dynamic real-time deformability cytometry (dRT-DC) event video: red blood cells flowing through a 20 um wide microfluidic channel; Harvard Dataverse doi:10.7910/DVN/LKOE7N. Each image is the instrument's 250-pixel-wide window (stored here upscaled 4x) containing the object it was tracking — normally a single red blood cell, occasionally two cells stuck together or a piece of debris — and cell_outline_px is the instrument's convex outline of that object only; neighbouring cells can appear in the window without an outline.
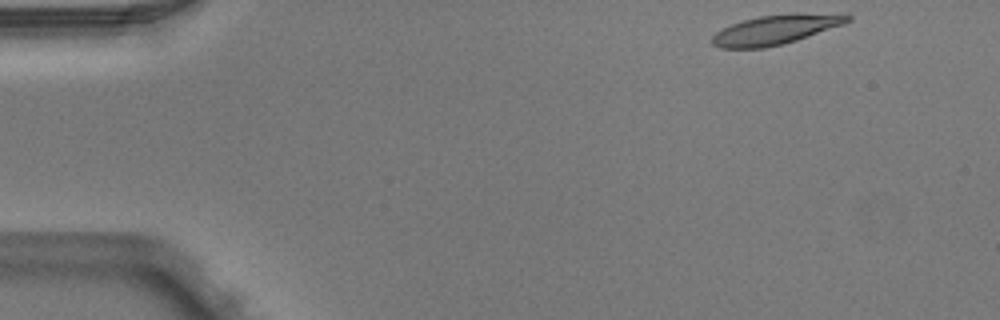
{"species": "Egyptian fruit bat (a non-hibernating species)", "species_latin": "Rousettus aegyptiacus", "temperature_condition": "warm", "stored_images_in_passage": 5, "camera_frame_rate_fps": 3000, "um_per_image_px": 0.085, "animal": {"sex": "male"}, "frame": {"image": 1, "passage_image": 1, "time_ms": 0.0, "image_size_px": [1000, 320], "cell_outline_px": [[852, 20], [844, 24], [784, 44], [764, 48], [720, 48], [712, 44], [712, 36], [716, 32], [732, 24], [744, 20], [760, 16], [852, 16]], "centroid_in_image_um": [65.77, 2.6], "position_along_channel_um": 19.2, "area_um2": 21.73}}
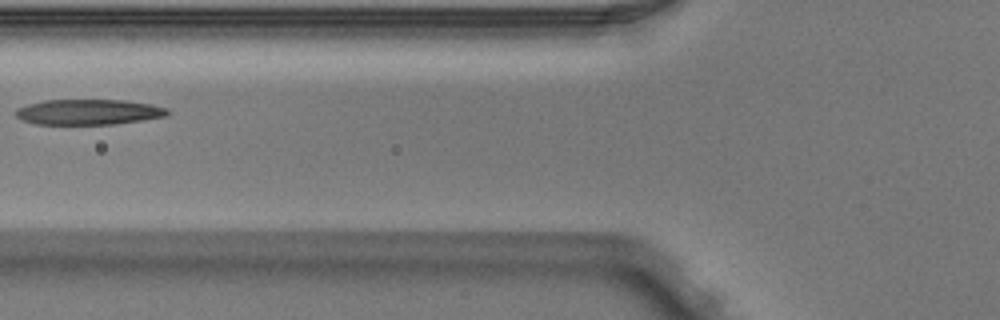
{"frame": {"image": 2, "passage_image": 5, "time_ms": 1.333, "image_size_px": [1000, 320], "cell_outline_px": [[172, 112], [168, 116], [116, 124], [36, 124], [24, 120], [16, 116], [16, 108], [28, 104], [44, 100], [124, 100], [152, 104], [168, 108]], "centroid_in_image_um": [7.59, 9.51], "position_along_channel_um": 118.2, "area_um2": 22.6}}